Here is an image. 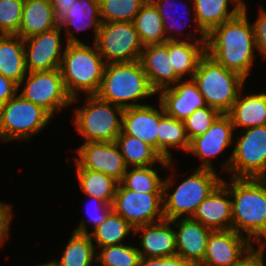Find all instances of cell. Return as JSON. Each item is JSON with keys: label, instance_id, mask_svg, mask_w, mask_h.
Returning a JSON list of instances; mask_svg holds the SVG:
<instances>
[{"label": "cell", "instance_id": "83f0119b", "mask_svg": "<svg viewBox=\"0 0 266 266\" xmlns=\"http://www.w3.org/2000/svg\"><path fill=\"white\" fill-rule=\"evenodd\" d=\"M240 90L237 100L233 103L231 110L227 113L234 130L266 125V92L242 96Z\"/></svg>", "mask_w": 266, "mask_h": 266}, {"label": "cell", "instance_id": "7402d4cb", "mask_svg": "<svg viewBox=\"0 0 266 266\" xmlns=\"http://www.w3.org/2000/svg\"><path fill=\"white\" fill-rule=\"evenodd\" d=\"M171 220L139 226L134 229L140 233V248H137L141 258L169 257L176 255V232L171 227Z\"/></svg>", "mask_w": 266, "mask_h": 266}, {"label": "cell", "instance_id": "9c48e42d", "mask_svg": "<svg viewBox=\"0 0 266 266\" xmlns=\"http://www.w3.org/2000/svg\"><path fill=\"white\" fill-rule=\"evenodd\" d=\"M222 169L234 178H266V125L245 129Z\"/></svg>", "mask_w": 266, "mask_h": 266}, {"label": "cell", "instance_id": "4fadbf2b", "mask_svg": "<svg viewBox=\"0 0 266 266\" xmlns=\"http://www.w3.org/2000/svg\"><path fill=\"white\" fill-rule=\"evenodd\" d=\"M76 168L102 172L120 183L127 166L116 142H84L76 149Z\"/></svg>", "mask_w": 266, "mask_h": 266}, {"label": "cell", "instance_id": "f546056e", "mask_svg": "<svg viewBox=\"0 0 266 266\" xmlns=\"http://www.w3.org/2000/svg\"><path fill=\"white\" fill-rule=\"evenodd\" d=\"M24 40L17 35H0V74L18 85L26 76Z\"/></svg>", "mask_w": 266, "mask_h": 266}, {"label": "cell", "instance_id": "277c9868", "mask_svg": "<svg viewBox=\"0 0 266 266\" xmlns=\"http://www.w3.org/2000/svg\"><path fill=\"white\" fill-rule=\"evenodd\" d=\"M155 94L157 93L151 88L140 61L136 60L106 64L95 95L103 101L126 109L144 105L135 101Z\"/></svg>", "mask_w": 266, "mask_h": 266}, {"label": "cell", "instance_id": "b9f144b4", "mask_svg": "<svg viewBox=\"0 0 266 266\" xmlns=\"http://www.w3.org/2000/svg\"><path fill=\"white\" fill-rule=\"evenodd\" d=\"M140 266H195V265L176 254L169 257L143 258L141 260Z\"/></svg>", "mask_w": 266, "mask_h": 266}, {"label": "cell", "instance_id": "bcb514c9", "mask_svg": "<svg viewBox=\"0 0 266 266\" xmlns=\"http://www.w3.org/2000/svg\"><path fill=\"white\" fill-rule=\"evenodd\" d=\"M264 252L258 247L253 249L248 256H246L236 266H265Z\"/></svg>", "mask_w": 266, "mask_h": 266}, {"label": "cell", "instance_id": "e575fe53", "mask_svg": "<svg viewBox=\"0 0 266 266\" xmlns=\"http://www.w3.org/2000/svg\"><path fill=\"white\" fill-rule=\"evenodd\" d=\"M152 166L133 167L126 173L120 182L126 189L137 191L139 193L163 192V182Z\"/></svg>", "mask_w": 266, "mask_h": 266}, {"label": "cell", "instance_id": "8d00e7d4", "mask_svg": "<svg viewBox=\"0 0 266 266\" xmlns=\"http://www.w3.org/2000/svg\"><path fill=\"white\" fill-rule=\"evenodd\" d=\"M96 262L100 266H140L141 255L135 246L122 244L98 248Z\"/></svg>", "mask_w": 266, "mask_h": 266}, {"label": "cell", "instance_id": "816d5d0a", "mask_svg": "<svg viewBox=\"0 0 266 266\" xmlns=\"http://www.w3.org/2000/svg\"><path fill=\"white\" fill-rule=\"evenodd\" d=\"M239 1V3L241 4V5H245V3H244V1L243 0H238Z\"/></svg>", "mask_w": 266, "mask_h": 266}, {"label": "cell", "instance_id": "30bf717a", "mask_svg": "<svg viewBox=\"0 0 266 266\" xmlns=\"http://www.w3.org/2000/svg\"><path fill=\"white\" fill-rule=\"evenodd\" d=\"M95 44L106 64L140 59L143 45L133 22H102Z\"/></svg>", "mask_w": 266, "mask_h": 266}, {"label": "cell", "instance_id": "836d02e7", "mask_svg": "<svg viewBox=\"0 0 266 266\" xmlns=\"http://www.w3.org/2000/svg\"><path fill=\"white\" fill-rule=\"evenodd\" d=\"M133 227L113 210L106 219L92 232L91 239L95 241V248H102L109 245L122 244Z\"/></svg>", "mask_w": 266, "mask_h": 266}, {"label": "cell", "instance_id": "52a82bcc", "mask_svg": "<svg viewBox=\"0 0 266 266\" xmlns=\"http://www.w3.org/2000/svg\"><path fill=\"white\" fill-rule=\"evenodd\" d=\"M123 111L96 95H86L85 106L75 109V129L85 142H115L122 132Z\"/></svg>", "mask_w": 266, "mask_h": 266}, {"label": "cell", "instance_id": "f6af8a7d", "mask_svg": "<svg viewBox=\"0 0 266 266\" xmlns=\"http://www.w3.org/2000/svg\"><path fill=\"white\" fill-rule=\"evenodd\" d=\"M18 84L0 74V105L12 99L18 93Z\"/></svg>", "mask_w": 266, "mask_h": 266}, {"label": "cell", "instance_id": "6da1fadb", "mask_svg": "<svg viewBox=\"0 0 266 266\" xmlns=\"http://www.w3.org/2000/svg\"><path fill=\"white\" fill-rule=\"evenodd\" d=\"M246 4L232 19L213 28L206 38V53L226 69L245 79L254 64L256 42L252 24L247 17Z\"/></svg>", "mask_w": 266, "mask_h": 266}, {"label": "cell", "instance_id": "603a6c76", "mask_svg": "<svg viewBox=\"0 0 266 266\" xmlns=\"http://www.w3.org/2000/svg\"><path fill=\"white\" fill-rule=\"evenodd\" d=\"M193 13L196 30L199 31L200 38H207V34L215 27L227 20L235 17L243 5L238 0H192ZM235 5L233 9H228L229 3Z\"/></svg>", "mask_w": 266, "mask_h": 266}, {"label": "cell", "instance_id": "1f68e13d", "mask_svg": "<svg viewBox=\"0 0 266 266\" xmlns=\"http://www.w3.org/2000/svg\"><path fill=\"white\" fill-rule=\"evenodd\" d=\"M190 140L187 136L184 122L164 114L159 122L157 132V151L164 159L172 161L173 157L168 150L171 147L182 148L188 151Z\"/></svg>", "mask_w": 266, "mask_h": 266}, {"label": "cell", "instance_id": "ac0fdd59", "mask_svg": "<svg viewBox=\"0 0 266 266\" xmlns=\"http://www.w3.org/2000/svg\"><path fill=\"white\" fill-rule=\"evenodd\" d=\"M139 61L151 88L156 93L182 80L172 67L171 57L168 53V40L162 44L144 46Z\"/></svg>", "mask_w": 266, "mask_h": 266}, {"label": "cell", "instance_id": "d6986e66", "mask_svg": "<svg viewBox=\"0 0 266 266\" xmlns=\"http://www.w3.org/2000/svg\"><path fill=\"white\" fill-rule=\"evenodd\" d=\"M171 220L176 232V254L199 266L204 259L208 237L212 229L190 218Z\"/></svg>", "mask_w": 266, "mask_h": 266}, {"label": "cell", "instance_id": "d4e9b609", "mask_svg": "<svg viewBox=\"0 0 266 266\" xmlns=\"http://www.w3.org/2000/svg\"><path fill=\"white\" fill-rule=\"evenodd\" d=\"M59 26L55 9L49 0H24L17 36L23 40Z\"/></svg>", "mask_w": 266, "mask_h": 266}, {"label": "cell", "instance_id": "cb8c5ba5", "mask_svg": "<svg viewBox=\"0 0 266 266\" xmlns=\"http://www.w3.org/2000/svg\"><path fill=\"white\" fill-rule=\"evenodd\" d=\"M99 0H76L69 10L59 19V26L65 28L66 43H83L70 30V25L76 30L94 27V43L101 25Z\"/></svg>", "mask_w": 266, "mask_h": 266}, {"label": "cell", "instance_id": "7c38bea8", "mask_svg": "<svg viewBox=\"0 0 266 266\" xmlns=\"http://www.w3.org/2000/svg\"><path fill=\"white\" fill-rule=\"evenodd\" d=\"M27 74L18 85L20 88L26 80L23 91L20 93L24 99L43 107L52 116L63 107L72 104V98L66 92L59 68L27 72Z\"/></svg>", "mask_w": 266, "mask_h": 266}, {"label": "cell", "instance_id": "74e56055", "mask_svg": "<svg viewBox=\"0 0 266 266\" xmlns=\"http://www.w3.org/2000/svg\"><path fill=\"white\" fill-rule=\"evenodd\" d=\"M24 0H0V35H17Z\"/></svg>", "mask_w": 266, "mask_h": 266}, {"label": "cell", "instance_id": "f35d334b", "mask_svg": "<svg viewBox=\"0 0 266 266\" xmlns=\"http://www.w3.org/2000/svg\"><path fill=\"white\" fill-rule=\"evenodd\" d=\"M220 114L217 109L209 106L195 110L183 121L189 140L204 134Z\"/></svg>", "mask_w": 266, "mask_h": 266}, {"label": "cell", "instance_id": "8992f818", "mask_svg": "<svg viewBox=\"0 0 266 266\" xmlns=\"http://www.w3.org/2000/svg\"><path fill=\"white\" fill-rule=\"evenodd\" d=\"M192 79L207 106L217 109L221 114H227L231 110L246 81L240 74L226 69L207 53L200 58Z\"/></svg>", "mask_w": 266, "mask_h": 266}, {"label": "cell", "instance_id": "484cf974", "mask_svg": "<svg viewBox=\"0 0 266 266\" xmlns=\"http://www.w3.org/2000/svg\"><path fill=\"white\" fill-rule=\"evenodd\" d=\"M190 34L185 40H168L172 67L181 79L187 74L192 79L200 58L206 53V38H196L194 41L195 37H191Z\"/></svg>", "mask_w": 266, "mask_h": 266}, {"label": "cell", "instance_id": "ab89813d", "mask_svg": "<svg viewBox=\"0 0 266 266\" xmlns=\"http://www.w3.org/2000/svg\"><path fill=\"white\" fill-rule=\"evenodd\" d=\"M254 38L256 47L263 59L266 58V11L261 7L258 17L253 22Z\"/></svg>", "mask_w": 266, "mask_h": 266}, {"label": "cell", "instance_id": "7bdbcfd3", "mask_svg": "<svg viewBox=\"0 0 266 266\" xmlns=\"http://www.w3.org/2000/svg\"><path fill=\"white\" fill-rule=\"evenodd\" d=\"M154 5L156 6V8L158 9V11L160 12V15L162 17V21H163V25H164V31L166 34V39L167 40H179V38H175L173 35L171 36V32L174 30H176V28L178 29V24H175V21L171 22V20H169L170 18V14L169 12L166 10V8L168 9L169 6H164L166 5V0H151ZM169 2L171 1L172 4L169 5H173V0H168ZM176 3V1L174 2V4ZM176 5V4H175ZM181 5V4H180ZM171 7V6H170ZM173 7V6H172ZM171 7V8H172ZM175 7V6H174ZM186 9V8H185ZM171 13V12H170ZM169 15V16H168ZM172 18V17H171ZM174 18H172L173 20ZM175 20V19H174ZM177 21V20H176ZM186 22V21H185ZM172 23V24H171ZM178 23V22H177ZM174 24V25H173ZM181 28V26H180ZM173 29V30H171ZM179 31V30H178ZM170 33V34H169Z\"/></svg>", "mask_w": 266, "mask_h": 266}, {"label": "cell", "instance_id": "d6a6232c", "mask_svg": "<svg viewBox=\"0 0 266 266\" xmlns=\"http://www.w3.org/2000/svg\"><path fill=\"white\" fill-rule=\"evenodd\" d=\"M81 191L89 197H95L112 205L118 182L102 172L87 168H76Z\"/></svg>", "mask_w": 266, "mask_h": 266}, {"label": "cell", "instance_id": "ee69618b", "mask_svg": "<svg viewBox=\"0 0 266 266\" xmlns=\"http://www.w3.org/2000/svg\"><path fill=\"white\" fill-rule=\"evenodd\" d=\"M13 217L10 204L0 202V246L4 244L9 236V224Z\"/></svg>", "mask_w": 266, "mask_h": 266}, {"label": "cell", "instance_id": "c3c4849f", "mask_svg": "<svg viewBox=\"0 0 266 266\" xmlns=\"http://www.w3.org/2000/svg\"><path fill=\"white\" fill-rule=\"evenodd\" d=\"M266 244V216L264 219V223L262 226V240H261V247Z\"/></svg>", "mask_w": 266, "mask_h": 266}, {"label": "cell", "instance_id": "4316f807", "mask_svg": "<svg viewBox=\"0 0 266 266\" xmlns=\"http://www.w3.org/2000/svg\"><path fill=\"white\" fill-rule=\"evenodd\" d=\"M85 222L82 219L73 231L60 260H53L56 266H95L97 252Z\"/></svg>", "mask_w": 266, "mask_h": 266}, {"label": "cell", "instance_id": "2e32d148", "mask_svg": "<svg viewBox=\"0 0 266 266\" xmlns=\"http://www.w3.org/2000/svg\"><path fill=\"white\" fill-rule=\"evenodd\" d=\"M234 127L228 114H220L211 127L204 133L190 140L187 152L193 153L202 160L198 168L211 169V158L221 154L231 145Z\"/></svg>", "mask_w": 266, "mask_h": 266}, {"label": "cell", "instance_id": "3957f363", "mask_svg": "<svg viewBox=\"0 0 266 266\" xmlns=\"http://www.w3.org/2000/svg\"><path fill=\"white\" fill-rule=\"evenodd\" d=\"M106 62L96 44L66 43L60 64L64 87L76 103L80 92L95 95L103 78Z\"/></svg>", "mask_w": 266, "mask_h": 266}, {"label": "cell", "instance_id": "ba28073f", "mask_svg": "<svg viewBox=\"0 0 266 266\" xmlns=\"http://www.w3.org/2000/svg\"><path fill=\"white\" fill-rule=\"evenodd\" d=\"M52 117L43 107L17 93L0 105V140H29L49 125Z\"/></svg>", "mask_w": 266, "mask_h": 266}, {"label": "cell", "instance_id": "5bb4252c", "mask_svg": "<svg viewBox=\"0 0 266 266\" xmlns=\"http://www.w3.org/2000/svg\"><path fill=\"white\" fill-rule=\"evenodd\" d=\"M254 249L251 241L234 230L212 231L199 266H236Z\"/></svg>", "mask_w": 266, "mask_h": 266}, {"label": "cell", "instance_id": "681fc988", "mask_svg": "<svg viewBox=\"0 0 266 266\" xmlns=\"http://www.w3.org/2000/svg\"><path fill=\"white\" fill-rule=\"evenodd\" d=\"M36 266H56V264L52 260H50L48 263L39 264Z\"/></svg>", "mask_w": 266, "mask_h": 266}, {"label": "cell", "instance_id": "e0dca14e", "mask_svg": "<svg viewBox=\"0 0 266 266\" xmlns=\"http://www.w3.org/2000/svg\"><path fill=\"white\" fill-rule=\"evenodd\" d=\"M181 81L158 93H160L159 102L165 114L184 121L195 110L206 107L207 104L193 79Z\"/></svg>", "mask_w": 266, "mask_h": 266}, {"label": "cell", "instance_id": "5b68a950", "mask_svg": "<svg viewBox=\"0 0 266 266\" xmlns=\"http://www.w3.org/2000/svg\"><path fill=\"white\" fill-rule=\"evenodd\" d=\"M170 176L163 182V214L166 220L193 217L198 206L223 180L215 170L196 168L172 193H168L167 190L174 184L173 176Z\"/></svg>", "mask_w": 266, "mask_h": 266}, {"label": "cell", "instance_id": "d590c367", "mask_svg": "<svg viewBox=\"0 0 266 266\" xmlns=\"http://www.w3.org/2000/svg\"><path fill=\"white\" fill-rule=\"evenodd\" d=\"M147 0H99L101 22H132Z\"/></svg>", "mask_w": 266, "mask_h": 266}, {"label": "cell", "instance_id": "ffe728a7", "mask_svg": "<svg viewBox=\"0 0 266 266\" xmlns=\"http://www.w3.org/2000/svg\"><path fill=\"white\" fill-rule=\"evenodd\" d=\"M230 198L229 188L221 182L198 206L192 218L213 231L231 230L232 198Z\"/></svg>", "mask_w": 266, "mask_h": 266}, {"label": "cell", "instance_id": "8fae6325", "mask_svg": "<svg viewBox=\"0 0 266 266\" xmlns=\"http://www.w3.org/2000/svg\"><path fill=\"white\" fill-rule=\"evenodd\" d=\"M112 210L133 229L164 220L163 192L139 193L118 183Z\"/></svg>", "mask_w": 266, "mask_h": 266}, {"label": "cell", "instance_id": "60d3db41", "mask_svg": "<svg viewBox=\"0 0 266 266\" xmlns=\"http://www.w3.org/2000/svg\"><path fill=\"white\" fill-rule=\"evenodd\" d=\"M91 200L95 201L93 203H95L94 205L97 206L95 209V213L92 212V211H89V208L91 206H88L87 207V212H88V215H90L91 217L88 218V222H90V224L92 223L93 225V231L106 219V217L108 216V214L112 211V205L102 201L101 199H98V198H95L94 196L93 197H90ZM90 200V201H91ZM92 209V208H90Z\"/></svg>", "mask_w": 266, "mask_h": 266}, {"label": "cell", "instance_id": "7a4b0ae2", "mask_svg": "<svg viewBox=\"0 0 266 266\" xmlns=\"http://www.w3.org/2000/svg\"><path fill=\"white\" fill-rule=\"evenodd\" d=\"M222 180L229 188L232 201V230L261 247L262 226L266 216V178ZM253 238V241H252Z\"/></svg>", "mask_w": 266, "mask_h": 266}, {"label": "cell", "instance_id": "f1b7e54d", "mask_svg": "<svg viewBox=\"0 0 266 266\" xmlns=\"http://www.w3.org/2000/svg\"><path fill=\"white\" fill-rule=\"evenodd\" d=\"M115 142L129 168L152 166L155 163H160L164 168L172 167L173 160L164 159L153 146L135 136L127 135L122 131Z\"/></svg>", "mask_w": 266, "mask_h": 266}, {"label": "cell", "instance_id": "7dc6e473", "mask_svg": "<svg viewBox=\"0 0 266 266\" xmlns=\"http://www.w3.org/2000/svg\"><path fill=\"white\" fill-rule=\"evenodd\" d=\"M55 9L56 18L59 20L76 0H49Z\"/></svg>", "mask_w": 266, "mask_h": 266}, {"label": "cell", "instance_id": "f907efd6", "mask_svg": "<svg viewBox=\"0 0 266 266\" xmlns=\"http://www.w3.org/2000/svg\"><path fill=\"white\" fill-rule=\"evenodd\" d=\"M260 249L265 253V250H266V244L263 245L262 247H260Z\"/></svg>", "mask_w": 266, "mask_h": 266}, {"label": "cell", "instance_id": "44dd1931", "mask_svg": "<svg viewBox=\"0 0 266 266\" xmlns=\"http://www.w3.org/2000/svg\"><path fill=\"white\" fill-rule=\"evenodd\" d=\"M159 109L146 104L124 109L122 131L150 144L157 150L159 122L165 114L160 102Z\"/></svg>", "mask_w": 266, "mask_h": 266}, {"label": "cell", "instance_id": "4dcf8cb0", "mask_svg": "<svg viewBox=\"0 0 266 266\" xmlns=\"http://www.w3.org/2000/svg\"><path fill=\"white\" fill-rule=\"evenodd\" d=\"M132 22L143 46L167 41L162 17L151 0L142 5Z\"/></svg>", "mask_w": 266, "mask_h": 266}, {"label": "cell", "instance_id": "9a60e30c", "mask_svg": "<svg viewBox=\"0 0 266 266\" xmlns=\"http://www.w3.org/2000/svg\"><path fill=\"white\" fill-rule=\"evenodd\" d=\"M61 32L62 28L57 26L52 30L24 39L27 72L50 71L60 68L64 53Z\"/></svg>", "mask_w": 266, "mask_h": 266}]
</instances>
